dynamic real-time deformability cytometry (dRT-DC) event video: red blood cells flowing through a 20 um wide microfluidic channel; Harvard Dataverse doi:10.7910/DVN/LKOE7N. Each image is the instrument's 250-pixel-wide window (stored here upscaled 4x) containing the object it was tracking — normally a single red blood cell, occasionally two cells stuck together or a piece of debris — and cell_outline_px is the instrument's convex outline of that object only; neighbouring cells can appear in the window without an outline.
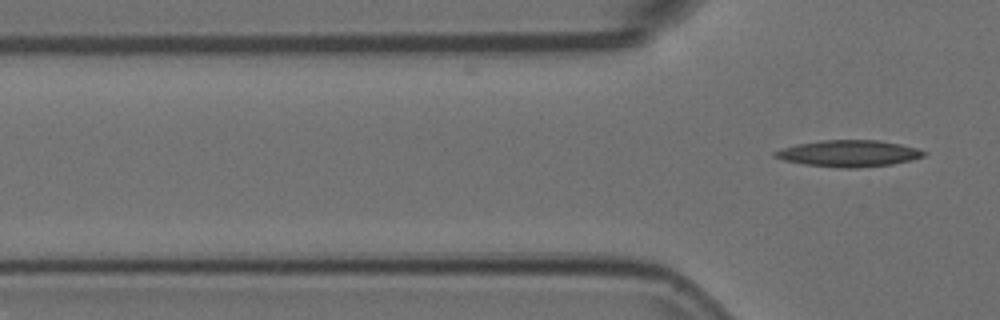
{"species": "Egyptian fruit bat (a non-hibernating species)", "species_latin": "Rousettus aegyptiacus", "temperature_condition": "room temperature", "stored_images_in_passage": 6, "camera_frame_rate_fps": 3000, "um_per_image_px": 0.085, "animal": {"sex": "female"}, "frame": {"image": 1, "passage_image": 6, "time_ms": 1.667, "image_size_px": [1000, 320], "cell_outline_px": [[928, 152], [924, 156], [912, 160], [892, 164], [856, 168], [840, 168], [804, 164], [784, 160], [772, 156], [772, 152], [796, 144], [824, 140], [880, 140], [900, 144], [916, 148]], "centroid_in_image_um": [72.16, 13.04], "position_along_channel_um": 53.6, "area_um2": 23.0}}